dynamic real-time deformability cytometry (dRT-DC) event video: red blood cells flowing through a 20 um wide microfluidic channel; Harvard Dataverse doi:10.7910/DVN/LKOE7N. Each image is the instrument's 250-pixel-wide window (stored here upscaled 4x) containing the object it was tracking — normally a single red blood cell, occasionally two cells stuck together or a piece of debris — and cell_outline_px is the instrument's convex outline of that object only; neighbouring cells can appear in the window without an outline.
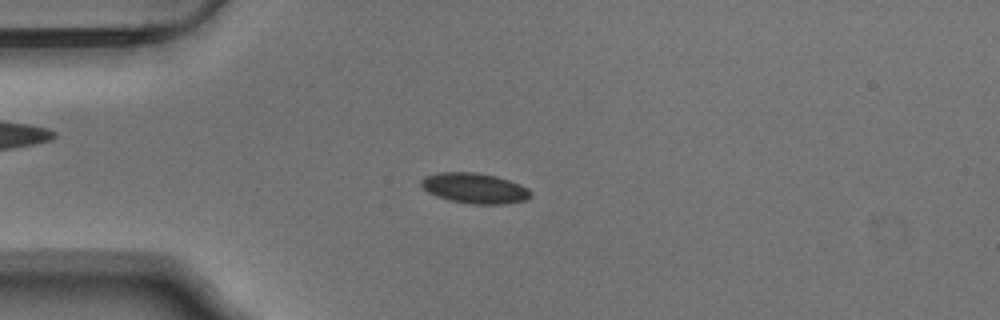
{"species": "Egyptian fruit bat (a non-hibernating species)", "species_latin": "Rousettus aegyptiacus", "temperature_condition": "warm", "stored_images_in_passage": 54, "camera_frame_rate_fps": 3000, "um_per_image_px": 0.085, "animal": {"sex": "male"}, "frame": {"image": 1, "passage_image": 14, "time_ms": 4.333, "image_size_px": [1000, 320], "cell_outline_px": [[532, 196], [524, 200], [508, 204], [472, 204], [448, 200], [436, 196], [428, 192], [420, 184], [420, 180], [424, 176], [440, 172], [472, 172], [496, 176], [520, 184], [528, 188], [532, 192]], "centroid_in_image_um": [40.34, 16.0], "position_along_channel_um": 44.7, "area_um2": 19.48}}
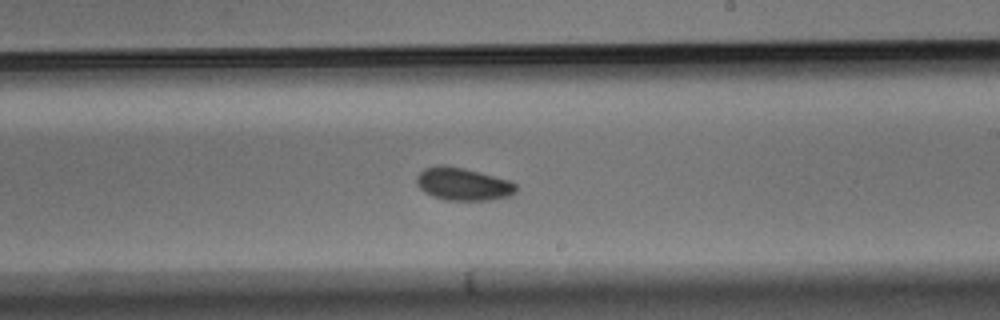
{"frame": {"image": 2, "passage_image": 32, "time_ms": 10.333, "image_size_px": [1000, 320], "cell_outline_px": [[516, 192], [512, 196], [492, 200], [444, 200], [432, 196], [424, 192], [416, 184], [416, 176], [424, 168], [436, 164], [444, 164], [464, 168], [480, 172], [508, 180], [516, 184]], "centroid_in_image_um": [39.33, 15.64], "position_along_channel_um": 249.7, "area_um2": 19.25}}
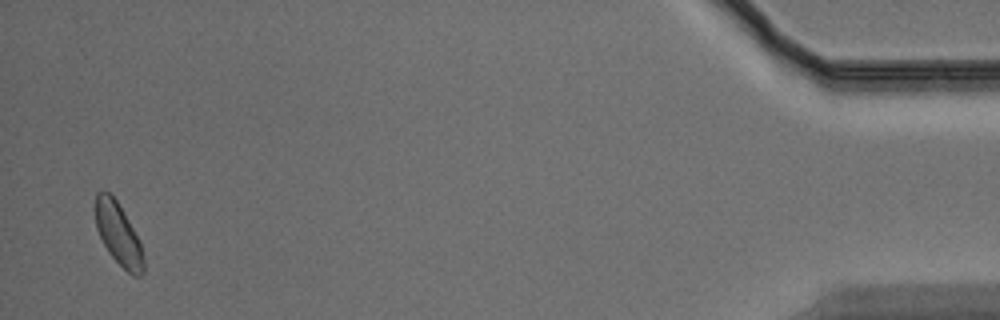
{"frame": {"image": 3, "passage_image": 53, "time_ms": 17.333, "image_size_px": [1000, 320], "cell_outline_px": [[144, 272], [140, 276], [132, 276], [108, 252], [96, 228], [96, 192], [108, 192], [116, 200], [128, 220], [140, 244], [144, 260]], "centroid_in_image_um": [10.06, 19.93], "position_along_channel_um": 425.1, "area_um2": 16.88}, "authors_computed_cell_mechanics": {"area_um2": 18.2937, "velocity_mm_per_s": 3.7227, "shape_relaxation_time_tau1_ms": 2.3153, "shape_relaxation_time_tau2_ms": 9.1116, "deformation_change_tau1": 0.0613, "deformation_change_tau2": 0.1215}}